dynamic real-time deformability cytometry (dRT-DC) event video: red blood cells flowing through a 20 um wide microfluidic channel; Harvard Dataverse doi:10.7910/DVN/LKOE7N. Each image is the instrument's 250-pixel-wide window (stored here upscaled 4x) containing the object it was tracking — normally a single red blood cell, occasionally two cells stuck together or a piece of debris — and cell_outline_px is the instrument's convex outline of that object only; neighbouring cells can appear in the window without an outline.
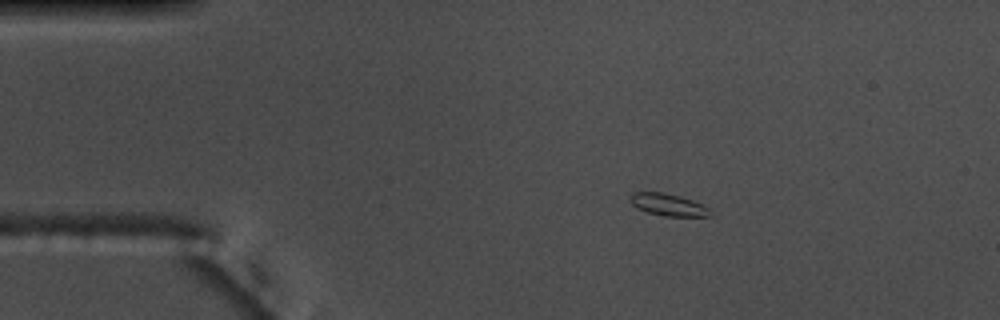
{"species": "common noctule bat (a hibernating species)", "species_latin": "Nyctalus noctula", "temperature_condition": "warm", "stored_images_in_passage": 46, "camera_frame_rate_fps": 3000, "um_per_image_px": 0.085, "animal": {"sex": "male", "body_mass_g": 17.5, "forearm_length_mm": 52.3}, "frame": {"image": 1, "passage_image": 1, "time_ms": 0.0, "image_size_px": [1000, 320], "cell_outline_px": [[712, 216], [664, 216], [648, 212], [636, 208], [632, 204], [632, 192], [664, 192], [680, 196], [692, 200], [708, 208], [712, 212]], "centroid_in_image_um": [56.81, 17.4], "position_along_channel_um": 28.2, "area_um2": 10.17}}
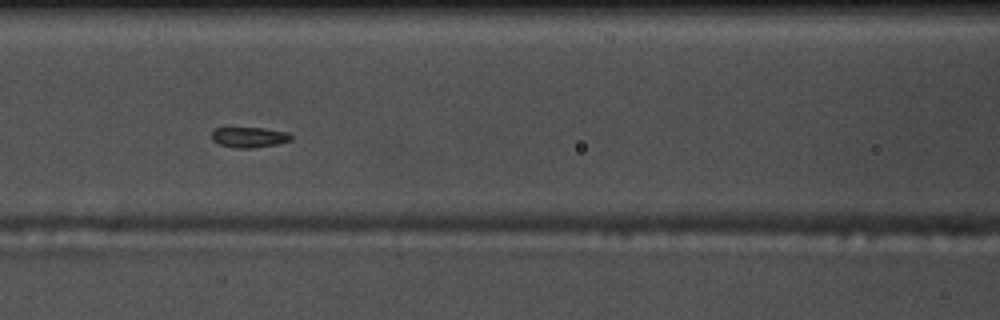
{"frame": {"image": 2, "passage_image": 15, "time_ms": 4.667, "image_size_px": [1000, 320], "cell_outline_px": [[292, 140], [276, 144], [252, 148], [236, 148], [220, 144], [212, 140], [212, 132], [216, 128], [228, 124], [264, 128], [288, 132], [292, 136]], "centroid_in_image_um": [21.13, 11.6], "position_along_channel_um": 145.5, "area_um2": 10.06}}
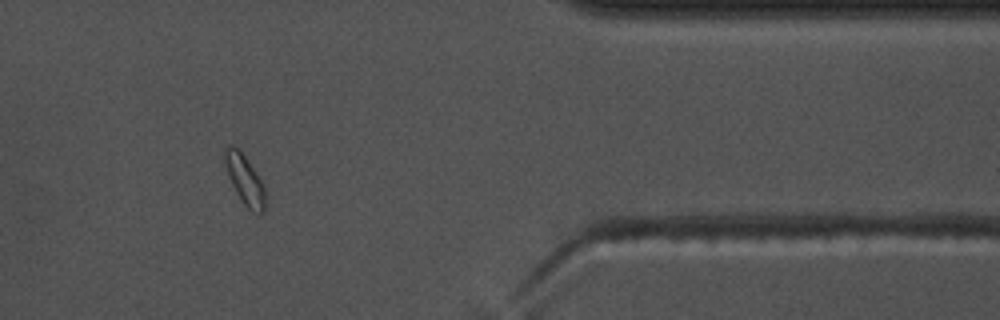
{"frame": {"image": 3, "passage_image": 37, "time_ms": 12.0, "image_size_px": [1000, 320], "cell_outline_px": [[268, 196], [264, 212], [252, 212], [244, 204], [236, 192], [228, 176], [224, 160], [224, 148], [228, 144], [236, 148], [248, 160], [260, 180]], "centroid_in_image_um": [20.82, 15.31], "position_along_channel_um": 390.6, "area_um2": 11.62}, "authors_computed_cell_mechanics": {"area_um2": 10.0572, "velocity_mm_per_s": 3.6959, "shape_relaxation_time_tau1_ms": 1.8827, "shape_relaxation_time_tau2_ms": null, "deformation_change_tau1": 0.1341, "deformation_change_tau2": null}}